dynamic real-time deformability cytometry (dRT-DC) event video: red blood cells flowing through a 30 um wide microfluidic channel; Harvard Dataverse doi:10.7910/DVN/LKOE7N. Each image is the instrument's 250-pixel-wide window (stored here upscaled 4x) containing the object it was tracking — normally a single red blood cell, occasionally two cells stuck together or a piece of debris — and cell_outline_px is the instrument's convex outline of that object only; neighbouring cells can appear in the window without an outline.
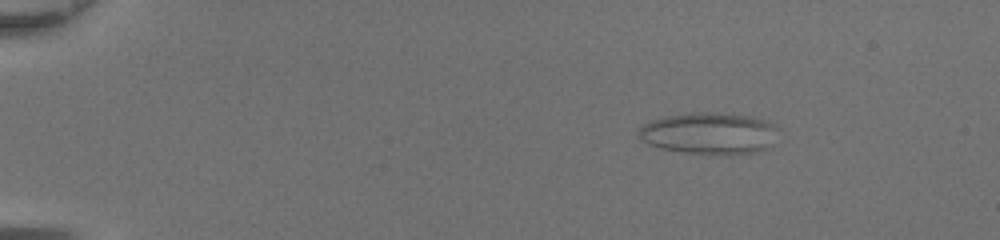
{"species": "common noctule bat (a hibernating species)", "species_latin": "Nyctalus noctula", "temperature_condition": "room temperature", "stored_images_in_passage": 50, "camera_frame_rate_fps": 3000, "um_per_image_px": 0.085, "animal": {"sex": "female", "body_mass_g": 20.0, "forearm_length_mm": 54.0}, "frame": {"image": 1, "passage_image": 9, "time_ms": 2.667, "image_size_px": [1000, 240], "cell_outline_px": [[780, 128], [772, 144], [768, 148], [756, 152], [732, 156], [712, 156], [684, 152], [660, 148], [648, 144], [640, 140], [636, 132], [644, 124], [652, 120], [664, 116], [688, 112], [712, 112], [752, 116], [776, 124]], "centroid_in_image_um": [60.31, 11.35], "position_along_channel_um": 24.7, "area_um2": 35.03}}
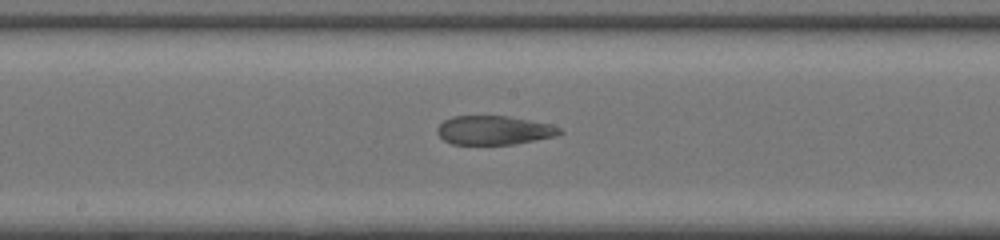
{"frame": {"image": 2, "passage_image": 29, "time_ms": 9.333, "image_size_px": [1000, 240], "cell_outline_px": [[564, 132], [556, 136], [512, 144], [452, 144], [444, 140], [436, 132], [436, 128], [444, 120], [452, 116], [508, 116], [548, 124], [560, 128]], "centroid_in_image_um": [41.95, 11.07], "position_along_channel_um": 206.2, "area_um2": 20.46}}
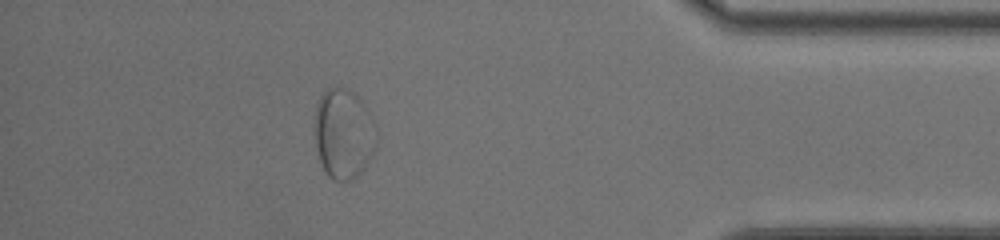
{"frame": {"image": 3, "passage_image": 45, "time_ms": 14.667, "image_size_px": [1000, 240], "cell_outline_px": [[376, 148], [364, 168], [356, 176], [348, 180], [332, 180], [324, 172], [320, 164], [316, 148], [316, 104], [320, 96], [328, 88], [344, 88], [352, 92], [368, 108], [376, 124]], "centroid_in_image_um": [29.22, 11.38], "position_along_channel_um": 406.0, "area_um2": 32.43}}